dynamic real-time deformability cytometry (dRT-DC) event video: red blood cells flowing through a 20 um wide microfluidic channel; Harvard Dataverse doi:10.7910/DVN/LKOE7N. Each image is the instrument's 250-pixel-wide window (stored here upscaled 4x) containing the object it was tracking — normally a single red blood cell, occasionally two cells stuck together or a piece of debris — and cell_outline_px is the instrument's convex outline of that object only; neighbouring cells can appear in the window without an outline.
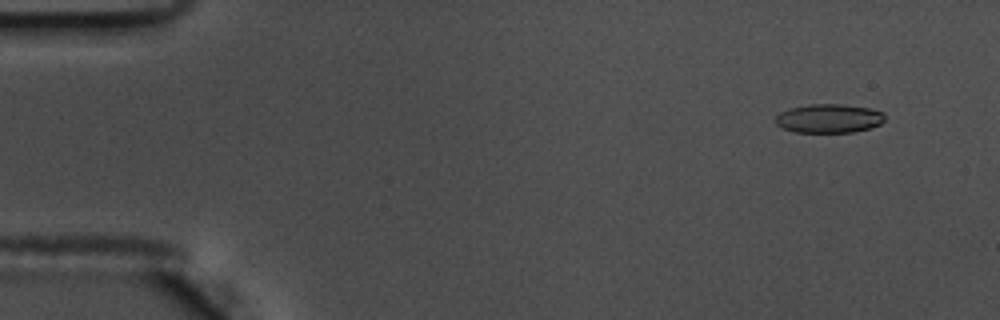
{"species": "common noctule bat (a hibernating species)", "species_latin": "Nyctalus noctula", "temperature_condition": "warm", "stored_images_in_passage": 15, "camera_frame_rate_fps": 3000, "um_per_image_px": 0.085, "animal": {"sex": "male", "body_mass_g": 17.5, "forearm_length_mm": 52.3}, "frame": {"image": 1, "passage_image": 5, "time_ms": 1.333, "image_size_px": [1000, 320], "cell_outline_px": [[884, 120], [880, 124], [872, 128], [852, 132], [796, 132], [784, 128], [776, 124], [776, 116], [780, 112], [788, 108], [808, 104], [840, 104], [868, 108], [884, 112]], "centroid_in_image_um": [70.46, 10.06], "position_along_channel_um": 14.5, "area_um2": 18.38}}